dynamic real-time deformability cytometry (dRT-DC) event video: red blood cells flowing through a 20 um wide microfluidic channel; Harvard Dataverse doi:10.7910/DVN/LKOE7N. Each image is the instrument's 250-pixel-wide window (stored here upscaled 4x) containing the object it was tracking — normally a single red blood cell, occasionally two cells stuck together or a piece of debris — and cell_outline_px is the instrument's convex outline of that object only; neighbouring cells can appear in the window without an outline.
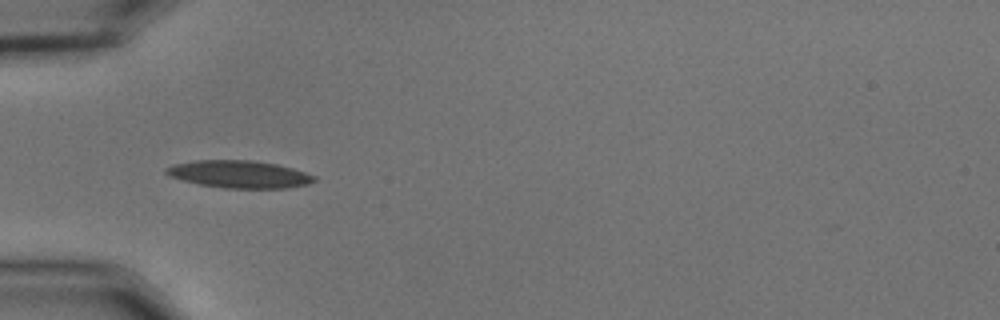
{"species": "common noctule bat (a hibernating species)", "species_latin": "Nyctalus noctula", "temperature_condition": "cold", "stored_images_in_passage": 14, "camera_frame_rate_fps": 3000, "um_per_image_px": 0.085, "animal": {"sex": "male", "body_mass_g": 15.6}, "frame": {"image": 1, "passage_image": 5, "time_ms": 1.333, "image_size_px": [1000, 320], "cell_outline_px": [[316, 180], [308, 184], [288, 188], [224, 188], [200, 184], [184, 180], [172, 176], [164, 172], [164, 168], [172, 164], [196, 160], [252, 160], [276, 164], [292, 168], [316, 176]], "centroid_in_image_um": [20.34, 14.8], "position_along_channel_um": 64.7, "area_um2": 23.58}}